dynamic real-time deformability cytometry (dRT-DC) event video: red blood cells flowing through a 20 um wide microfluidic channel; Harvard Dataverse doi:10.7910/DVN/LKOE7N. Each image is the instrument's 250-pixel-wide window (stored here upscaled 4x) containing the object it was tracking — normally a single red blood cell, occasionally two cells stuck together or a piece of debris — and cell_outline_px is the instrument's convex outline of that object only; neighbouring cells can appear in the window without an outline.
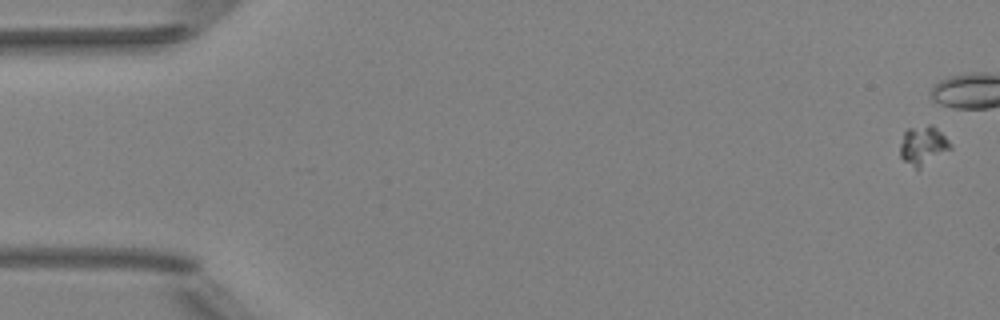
{"species": "Egyptian fruit bat (a non-hibernating species)", "species_latin": "Rousettus aegyptiacus", "temperature_condition": "room temperature", "stored_images_in_passage": 54, "camera_frame_rate_fps": 3000, "um_per_image_px": 0.085, "animal": {"sex": "female"}, "frame": {"image": 1, "passage_image": 1, "time_ms": 0.0, "image_size_px": [1000, 320], "cell_outline_px": [[952, 148], [920, 168], [916, 168], [904, 160], [900, 156], [900, 144], [904, 132], [908, 128], [928, 124], [932, 124], [952, 144]], "centroid_in_image_um": [78.46, 12.34], "position_along_channel_um": 6.5, "area_um2": 11.27}}
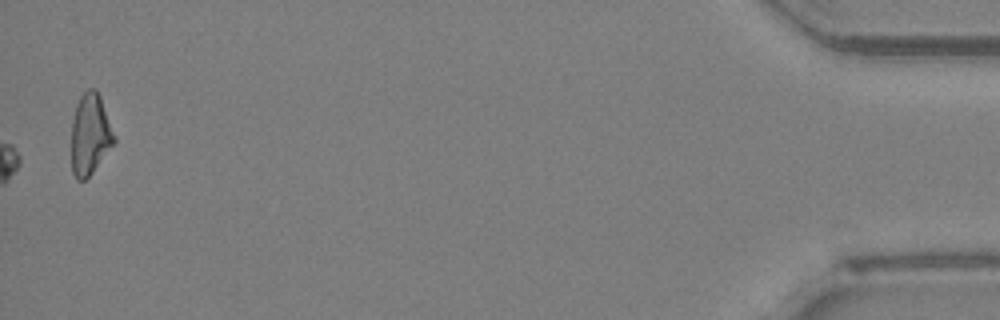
{"frame": {"image": 2, "passage_image": 54, "time_ms": 17.667, "image_size_px": [1000, 320], "cell_outline_px": [[116, 140], [92, 172], [84, 180], [76, 180], [72, 172], [72, 120], [76, 104], [80, 96], [88, 88], [96, 88], [100, 96], [116, 136]], "centroid_in_image_um": [7.66, 11.39], "position_along_channel_um": 427.5, "area_um2": 20.11}}